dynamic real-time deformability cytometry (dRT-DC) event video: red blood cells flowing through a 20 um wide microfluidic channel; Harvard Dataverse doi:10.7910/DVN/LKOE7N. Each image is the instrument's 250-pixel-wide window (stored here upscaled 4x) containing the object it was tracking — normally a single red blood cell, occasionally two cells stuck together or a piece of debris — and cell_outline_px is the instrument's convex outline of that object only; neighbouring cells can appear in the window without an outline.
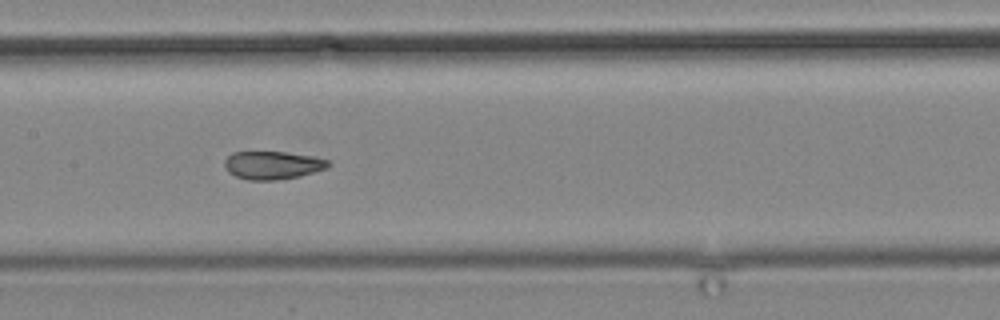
{"species": "common noctule bat (a hibernating species)", "species_latin": "Nyctalus noctula", "temperature_condition": "cold", "stored_images_in_passage": 16, "camera_frame_rate_fps": 3000, "um_per_image_px": 0.085, "animal": {"sex": "male", "body_mass_g": 19.2, "forearm_length_mm": 51.8}, "frame": {"image": 1, "passage_image": 14, "time_ms": 16.0, "image_size_px": [1000, 320], "cell_outline_px": [[332, 164], [328, 168], [300, 176], [276, 180], [248, 180], [236, 176], [228, 172], [224, 164], [224, 160], [232, 152], [284, 152], [312, 156], [328, 160]], "centroid_in_image_um": [23.18, 14.04], "position_along_channel_um": 184.2, "area_um2": 16.99}}
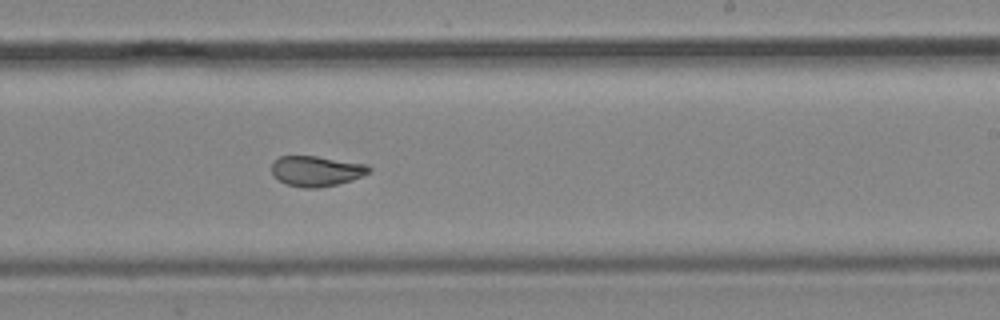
{"frame": {"image": 2, "passage_image": 16, "time_ms": 18.333, "image_size_px": [1000, 320], "cell_outline_px": [[372, 168], [368, 172], [352, 180], [320, 188], [304, 188], [288, 184], [272, 176], [272, 160], [280, 156], [316, 156], [368, 164]], "centroid_in_image_um": [26.87, 14.53], "position_along_channel_um": 262.1, "area_um2": 17.22}}